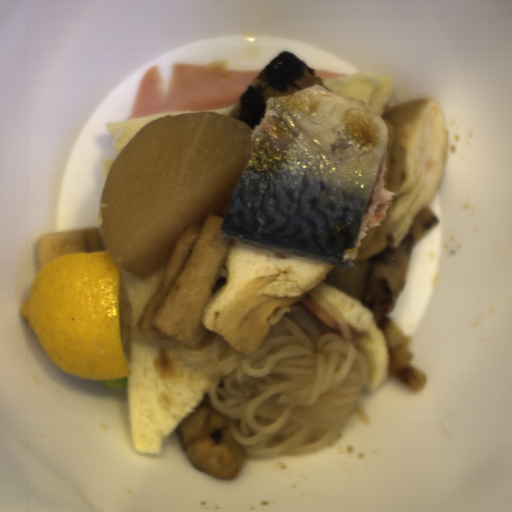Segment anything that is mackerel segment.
Here are the masks:
<instances>
[{
	"instance_id": "14911b7f",
	"label": "mackerel segment",
	"mask_w": 512,
	"mask_h": 512,
	"mask_svg": "<svg viewBox=\"0 0 512 512\" xmlns=\"http://www.w3.org/2000/svg\"><path fill=\"white\" fill-rule=\"evenodd\" d=\"M389 128L363 100L314 85L266 100L220 238L355 267L381 226Z\"/></svg>"
}]
</instances>
